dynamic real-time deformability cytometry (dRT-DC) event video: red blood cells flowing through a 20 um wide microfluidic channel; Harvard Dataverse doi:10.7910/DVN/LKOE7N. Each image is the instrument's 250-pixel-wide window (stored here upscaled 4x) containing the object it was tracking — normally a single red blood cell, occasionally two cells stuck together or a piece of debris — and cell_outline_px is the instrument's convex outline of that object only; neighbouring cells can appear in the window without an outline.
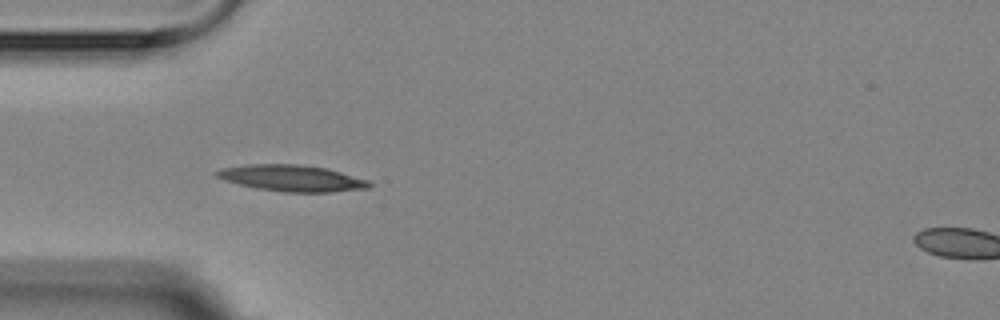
{"species": "Egyptian fruit bat (a non-hibernating species)", "species_latin": "Rousettus aegyptiacus", "temperature_condition": "room temperature", "stored_images_in_passage": 3, "camera_frame_rate_fps": 3000, "um_per_image_px": 0.085, "animal": {"sex": "female"}, "frame": {"image": 1, "passage_image": 1, "time_ms": 0.0, "image_size_px": [1000, 320], "cell_outline_px": [[372, 184], [368, 188], [332, 192], [284, 192], [256, 188], [224, 180], [216, 176], [216, 172], [220, 168], [248, 164], [296, 164], [328, 168], [368, 180]], "centroid_in_image_um": [24.82, 15.14], "position_along_channel_um": 60.2, "area_um2": 23.35}}
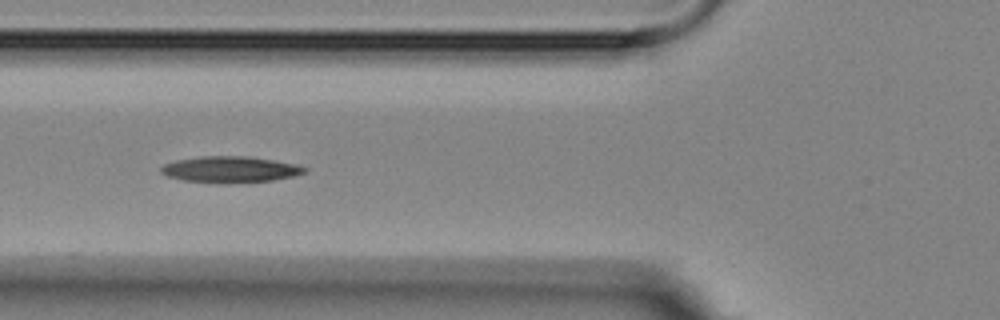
{"frame": {"image": 2, "passage_image": 2, "time_ms": 1.333, "image_size_px": [1000, 320], "cell_outline_px": [[308, 172], [292, 176], [272, 180], [224, 184], [184, 180], [168, 176], [160, 172], [160, 168], [164, 164], [176, 160], [200, 156], [248, 156], [296, 164], [308, 168]], "centroid_in_image_um": [19.57, 14.4], "position_along_channel_um": 106.2, "area_um2": 21.96}}
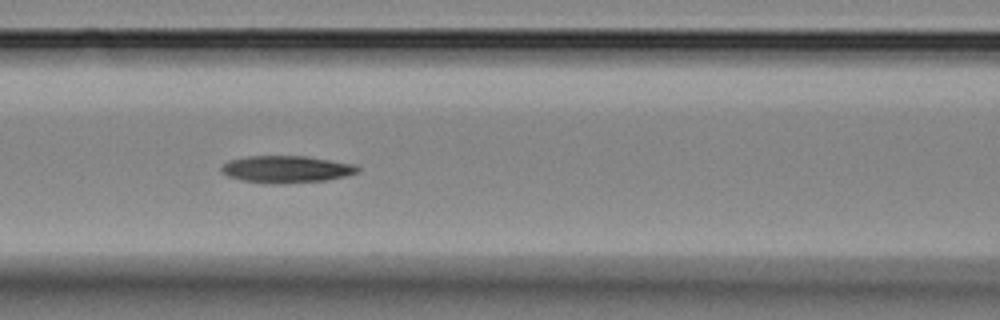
{"frame": {"image": 3, "passage_image": 3, "time_ms": 2.333, "image_size_px": [1000, 320], "cell_outline_px": [[360, 168], [356, 172], [344, 176], [324, 180], [276, 184], [244, 180], [228, 176], [220, 168], [228, 160], [248, 156], [308, 156], [356, 164]], "centroid_in_image_um": [24.36, 14.37], "position_along_channel_um": 142.2, "area_um2": 21.21}}